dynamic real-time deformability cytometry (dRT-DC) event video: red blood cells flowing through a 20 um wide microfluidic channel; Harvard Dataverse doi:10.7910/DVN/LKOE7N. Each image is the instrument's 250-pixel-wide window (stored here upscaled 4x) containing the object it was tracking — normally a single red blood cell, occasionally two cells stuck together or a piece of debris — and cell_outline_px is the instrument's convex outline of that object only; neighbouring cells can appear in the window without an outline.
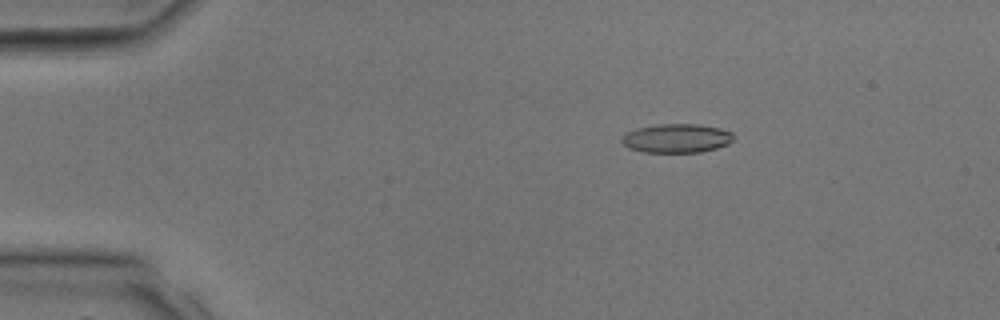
{"species": "common noctule bat (a hibernating species)", "species_latin": "Nyctalus noctula", "temperature_condition": "room temperature", "stored_images_in_passage": 33, "camera_frame_rate_fps": 3000, "um_per_image_px": 0.085, "animal": {"sex": "male", "body_mass_g": 17.9, "forearm_length_mm": 54.2}, "frame": {"image": 1, "passage_image": 6, "time_ms": 1.667, "image_size_px": [1000, 320], "cell_outline_px": [[732, 140], [728, 144], [716, 148], [700, 152], [640, 152], [628, 148], [620, 140], [628, 132], [636, 128], [660, 124], [696, 124], [720, 128], [732, 132]], "centroid_in_image_um": [57.5, 11.76], "position_along_channel_um": 27.5, "area_um2": 18.73}}
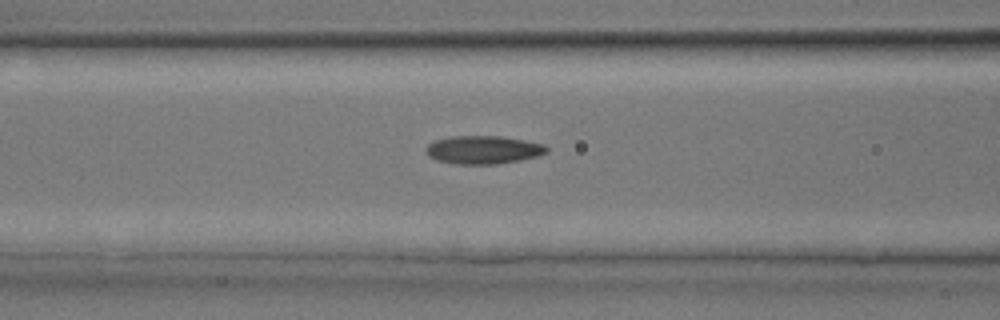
{"frame": {"image": 2, "passage_image": 14, "time_ms": 4.333, "image_size_px": [1000, 320], "cell_outline_px": [[548, 152], [536, 156], [520, 160], [496, 164], [456, 164], [436, 160], [428, 156], [424, 152], [424, 148], [428, 144], [436, 140], [452, 136], [500, 136], [544, 144], [548, 148]], "centroid_in_image_um": [41.03, 12.74], "position_along_channel_um": 125.6, "area_um2": 19.83}}
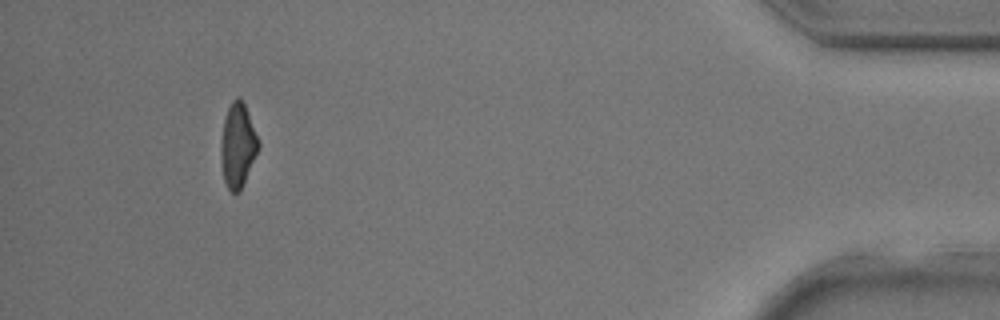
{"frame": {"image": 3, "passage_image": 31, "time_ms": 10.0, "image_size_px": [1000, 320], "cell_outline_px": [[260, 144], [240, 192], [232, 192], [228, 188], [224, 180], [220, 156], [220, 148], [224, 120], [228, 108], [232, 100], [236, 96], [240, 96], [244, 104], [260, 140]], "centroid_in_image_um": [20.21, 12.33], "position_along_channel_um": 415.0, "area_um2": 18.26}}